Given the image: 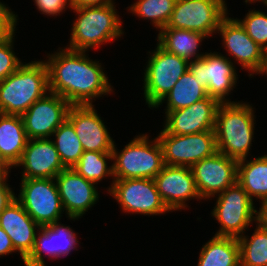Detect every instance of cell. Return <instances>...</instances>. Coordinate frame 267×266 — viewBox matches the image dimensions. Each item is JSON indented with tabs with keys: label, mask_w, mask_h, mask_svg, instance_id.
<instances>
[{
	"label": "cell",
	"mask_w": 267,
	"mask_h": 266,
	"mask_svg": "<svg viewBox=\"0 0 267 266\" xmlns=\"http://www.w3.org/2000/svg\"><path fill=\"white\" fill-rule=\"evenodd\" d=\"M59 49L45 61L50 92L71 105H93V99L114 90L99 61H93L84 51Z\"/></svg>",
	"instance_id": "1"
},
{
	"label": "cell",
	"mask_w": 267,
	"mask_h": 266,
	"mask_svg": "<svg viewBox=\"0 0 267 266\" xmlns=\"http://www.w3.org/2000/svg\"><path fill=\"white\" fill-rule=\"evenodd\" d=\"M252 107L234 101L219 105L214 127L218 152L236 160L247 159L255 130Z\"/></svg>",
	"instance_id": "2"
},
{
	"label": "cell",
	"mask_w": 267,
	"mask_h": 266,
	"mask_svg": "<svg viewBox=\"0 0 267 266\" xmlns=\"http://www.w3.org/2000/svg\"><path fill=\"white\" fill-rule=\"evenodd\" d=\"M47 91L49 80L45 61L23 63L0 82V113L22 116Z\"/></svg>",
	"instance_id": "3"
},
{
	"label": "cell",
	"mask_w": 267,
	"mask_h": 266,
	"mask_svg": "<svg viewBox=\"0 0 267 266\" xmlns=\"http://www.w3.org/2000/svg\"><path fill=\"white\" fill-rule=\"evenodd\" d=\"M115 7L114 3L71 9L78 17L72 24L70 43L66 48L86 52L120 38L124 32Z\"/></svg>",
	"instance_id": "4"
},
{
	"label": "cell",
	"mask_w": 267,
	"mask_h": 266,
	"mask_svg": "<svg viewBox=\"0 0 267 266\" xmlns=\"http://www.w3.org/2000/svg\"><path fill=\"white\" fill-rule=\"evenodd\" d=\"M115 143L112 150V179H154L164 167L161 145L157 139L149 140L147 134H138L121 152Z\"/></svg>",
	"instance_id": "5"
},
{
	"label": "cell",
	"mask_w": 267,
	"mask_h": 266,
	"mask_svg": "<svg viewBox=\"0 0 267 266\" xmlns=\"http://www.w3.org/2000/svg\"><path fill=\"white\" fill-rule=\"evenodd\" d=\"M148 53L143 89L144 99L153 109L188 70L189 61L166 51L158 43L155 50Z\"/></svg>",
	"instance_id": "6"
},
{
	"label": "cell",
	"mask_w": 267,
	"mask_h": 266,
	"mask_svg": "<svg viewBox=\"0 0 267 266\" xmlns=\"http://www.w3.org/2000/svg\"><path fill=\"white\" fill-rule=\"evenodd\" d=\"M217 201L211 214L220 223L215 236L239 238L254 221L257 209L247 192L236 182L216 195Z\"/></svg>",
	"instance_id": "7"
},
{
	"label": "cell",
	"mask_w": 267,
	"mask_h": 266,
	"mask_svg": "<svg viewBox=\"0 0 267 266\" xmlns=\"http://www.w3.org/2000/svg\"><path fill=\"white\" fill-rule=\"evenodd\" d=\"M20 186L15 198L40 227L61 219L64 209L55 178L21 179Z\"/></svg>",
	"instance_id": "8"
},
{
	"label": "cell",
	"mask_w": 267,
	"mask_h": 266,
	"mask_svg": "<svg viewBox=\"0 0 267 266\" xmlns=\"http://www.w3.org/2000/svg\"><path fill=\"white\" fill-rule=\"evenodd\" d=\"M227 11L225 0H176L166 27L200 32L209 38Z\"/></svg>",
	"instance_id": "9"
},
{
	"label": "cell",
	"mask_w": 267,
	"mask_h": 266,
	"mask_svg": "<svg viewBox=\"0 0 267 266\" xmlns=\"http://www.w3.org/2000/svg\"><path fill=\"white\" fill-rule=\"evenodd\" d=\"M107 191L124 213L154 216L170 211L161 199L154 179H113Z\"/></svg>",
	"instance_id": "10"
},
{
	"label": "cell",
	"mask_w": 267,
	"mask_h": 266,
	"mask_svg": "<svg viewBox=\"0 0 267 266\" xmlns=\"http://www.w3.org/2000/svg\"><path fill=\"white\" fill-rule=\"evenodd\" d=\"M164 164L192 167L196 162L214 155L217 150L214 130L196 134L175 135L164 129L157 135Z\"/></svg>",
	"instance_id": "11"
},
{
	"label": "cell",
	"mask_w": 267,
	"mask_h": 266,
	"mask_svg": "<svg viewBox=\"0 0 267 266\" xmlns=\"http://www.w3.org/2000/svg\"><path fill=\"white\" fill-rule=\"evenodd\" d=\"M218 53L206 52L202 58L189 61L188 70L201 82L209 97L220 103H231L226 97L236 87V66L229 57Z\"/></svg>",
	"instance_id": "12"
},
{
	"label": "cell",
	"mask_w": 267,
	"mask_h": 266,
	"mask_svg": "<svg viewBox=\"0 0 267 266\" xmlns=\"http://www.w3.org/2000/svg\"><path fill=\"white\" fill-rule=\"evenodd\" d=\"M237 166L238 160L218 151L196 162L191 170L201 200L213 198L234 185L237 182Z\"/></svg>",
	"instance_id": "13"
},
{
	"label": "cell",
	"mask_w": 267,
	"mask_h": 266,
	"mask_svg": "<svg viewBox=\"0 0 267 266\" xmlns=\"http://www.w3.org/2000/svg\"><path fill=\"white\" fill-rule=\"evenodd\" d=\"M70 106L63 97L48 91L22 115L27 138H51L53 132L67 119Z\"/></svg>",
	"instance_id": "14"
},
{
	"label": "cell",
	"mask_w": 267,
	"mask_h": 266,
	"mask_svg": "<svg viewBox=\"0 0 267 266\" xmlns=\"http://www.w3.org/2000/svg\"><path fill=\"white\" fill-rule=\"evenodd\" d=\"M63 209L70 220H78L99 199L95 183L86 180L73 168H65L55 177Z\"/></svg>",
	"instance_id": "15"
},
{
	"label": "cell",
	"mask_w": 267,
	"mask_h": 266,
	"mask_svg": "<svg viewBox=\"0 0 267 266\" xmlns=\"http://www.w3.org/2000/svg\"><path fill=\"white\" fill-rule=\"evenodd\" d=\"M154 181L170 212L184 210L188 206L186 201L190 199H201L191 167L165 164Z\"/></svg>",
	"instance_id": "16"
},
{
	"label": "cell",
	"mask_w": 267,
	"mask_h": 266,
	"mask_svg": "<svg viewBox=\"0 0 267 266\" xmlns=\"http://www.w3.org/2000/svg\"><path fill=\"white\" fill-rule=\"evenodd\" d=\"M221 103L207 97L186 108L169 111L165 116L164 130L169 134L188 135L214 130L216 113Z\"/></svg>",
	"instance_id": "17"
},
{
	"label": "cell",
	"mask_w": 267,
	"mask_h": 266,
	"mask_svg": "<svg viewBox=\"0 0 267 266\" xmlns=\"http://www.w3.org/2000/svg\"><path fill=\"white\" fill-rule=\"evenodd\" d=\"M70 228L56 221L42 226L36 234L34 246L30 254L23 260L24 266H46L43 252L50 259H58L78 250L77 234Z\"/></svg>",
	"instance_id": "18"
},
{
	"label": "cell",
	"mask_w": 267,
	"mask_h": 266,
	"mask_svg": "<svg viewBox=\"0 0 267 266\" xmlns=\"http://www.w3.org/2000/svg\"><path fill=\"white\" fill-rule=\"evenodd\" d=\"M95 105H71L67 119L72 123L84 151L112 152L114 142Z\"/></svg>",
	"instance_id": "19"
},
{
	"label": "cell",
	"mask_w": 267,
	"mask_h": 266,
	"mask_svg": "<svg viewBox=\"0 0 267 266\" xmlns=\"http://www.w3.org/2000/svg\"><path fill=\"white\" fill-rule=\"evenodd\" d=\"M216 33L222 37L223 47L233 56L250 77L259 68L264 49L254 42L241 24L227 15L220 23Z\"/></svg>",
	"instance_id": "20"
},
{
	"label": "cell",
	"mask_w": 267,
	"mask_h": 266,
	"mask_svg": "<svg viewBox=\"0 0 267 266\" xmlns=\"http://www.w3.org/2000/svg\"><path fill=\"white\" fill-rule=\"evenodd\" d=\"M19 166L24 168L21 179L55 178L65 169L52 138L28 139Z\"/></svg>",
	"instance_id": "21"
},
{
	"label": "cell",
	"mask_w": 267,
	"mask_h": 266,
	"mask_svg": "<svg viewBox=\"0 0 267 266\" xmlns=\"http://www.w3.org/2000/svg\"><path fill=\"white\" fill-rule=\"evenodd\" d=\"M0 227L9 235L14 250L22 260L32 251L36 234L41 228L16 198L0 213Z\"/></svg>",
	"instance_id": "22"
},
{
	"label": "cell",
	"mask_w": 267,
	"mask_h": 266,
	"mask_svg": "<svg viewBox=\"0 0 267 266\" xmlns=\"http://www.w3.org/2000/svg\"><path fill=\"white\" fill-rule=\"evenodd\" d=\"M157 35V43L163 49L188 61L200 59L206 54L198 52L200 43L208 37L200 32L165 26Z\"/></svg>",
	"instance_id": "23"
},
{
	"label": "cell",
	"mask_w": 267,
	"mask_h": 266,
	"mask_svg": "<svg viewBox=\"0 0 267 266\" xmlns=\"http://www.w3.org/2000/svg\"><path fill=\"white\" fill-rule=\"evenodd\" d=\"M27 141L22 116L0 113V153L12 167L21 160Z\"/></svg>",
	"instance_id": "24"
},
{
	"label": "cell",
	"mask_w": 267,
	"mask_h": 266,
	"mask_svg": "<svg viewBox=\"0 0 267 266\" xmlns=\"http://www.w3.org/2000/svg\"><path fill=\"white\" fill-rule=\"evenodd\" d=\"M237 182L253 200H267V154L251 160H238Z\"/></svg>",
	"instance_id": "25"
},
{
	"label": "cell",
	"mask_w": 267,
	"mask_h": 266,
	"mask_svg": "<svg viewBox=\"0 0 267 266\" xmlns=\"http://www.w3.org/2000/svg\"><path fill=\"white\" fill-rule=\"evenodd\" d=\"M197 266H240L237 238L214 235L202 246Z\"/></svg>",
	"instance_id": "26"
},
{
	"label": "cell",
	"mask_w": 267,
	"mask_h": 266,
	"mask_svg": "<svg viewBox=\"0 0 267 266\" xmlns=\"http://www.w3.org/2000/svg\"><path fill=\"white\" fill-rule=\"evenodd\" d=\"M207 97V91L201 86V82L187 70L154 108L160 107L166 101L167 106L164 110L167 114L169 111L186 108Z\"/></svg>",
	"instance_id": "27"
},
{
	"label": "cell",
	"mask_w": 267,
	"mask_h": 266,
	"mask_svg": "<svg viewBox=\"0 0 267 266\" xmlns=\"http://www.w3.org/2000/svg\"><path fill=\"white\" fill-rule=\"evenodd\" d=\"M60 160L65 168H72L84 152L72 123L66 119L51 135Z\"/></svg>",
	"instance_id": "28"
},
{
	"label": "cell",
	"mask_w": 267,
	"mask_h": 266,
	"mask_svg": "<svg viewBox=\"0 0 267 266\" xmlns=\"http://www.w3.org/2000/svg\"><path fill=\"white\" fill-rule=\"evenodd\" d=\"M240 247V266H267V229L258 223L254 233L237 238Z\"/></svg>",
	"instance_id": "29"
},
{
	"label": "cell",
	"mask_w": 267,
	"mask_h": 266,
	"mask_svg": "<svg viewBox=\"0 0 267 266\" xmlns=\"http://www.w3.org/2000/svg\"><path fill=\"white\" fill-rule=\"evenodd\" d=\"M108 160L113 161L112 152L84 151L72 168L86 180L98 184L103 178L114 177L113 165L108 166Z\"/></svg>",
	"instance_id": "30"
},
{
	"label": "cell",
	"mask_w": 267,
	"mask_h": 266,
	"mask_svg": "<svg viewBox=\"0 0 267 266\" xmlns=\"http://www.w3.org/2000/svg\"><path fill=\"white\" fill-rule=\"evenodd\" d=\"M176 0H138L129 6L128 11L144 20H151L160 31L164 28L174 10Z\"/></svg>",
	"instance_id": "31"
},
{
	"label": "cell",
	"mask_w": 267,
	"mask_h": 266,
	"mask_svg": "<svg viewBox=\"0 0 267 266\" xmlns=\"http://www.w3.org/2000/svg\"><path fill=\"white\" fill-rule=\"evenodd\" d=\"M236 20L248 36L261 48L267 50V14L260 10H249L244 19Z\"/></svg>",
	"instance_id": "32"
},
{
	"label": "cell",
	"mask_w": 267,
	"mask_h": 266,
	"mask_svg": "<svg viewBox=\"0 0 267 266\" xmlns=\"http://www.w3.org/2000/svg\"><path fill=\"white\" fill-rule=\"evenodd\" d=\"M14 37L15 34L0 42V82L23 64L13 50Z\"/></svg>",
	"instance_id": "33"
},
{
	"label": "cell",
	"mask_w": 267,
	"mask_h": 266,
	"mask_svg": "<svg viewBox=\"0 0 267 266\" xmlns=\"http://www.w3.org/2000/svg\"><path fill=\"white\" fill-rule=\"evenodd\" d=\"M17 17L7 5L0 2V42L15 34Z\"/></svg>",
	"instance_id": "34"
},
{
	"label": "cell",
	"mask_w": 267,
	"mask_h": 266,
	"mask_svg": "<svg viewBox=\"0 0 267 266\" xmlns=\"http://www.w3.org/2000/svg\"><path fill=\"white\" fill-rule=\"evenodd\" d=\"M38 11L48 16H58L65 11L66 7L71 9L70 0H33Z\"/></svg>",
	"instance_id": "35"
},
{
	"label": "cell",
	"mask_w": 267,
	"mask_h": 266,
	"mask_svg": "<svg viewBox=\"0 0 267 266\" xmlns=\"http://www.w3.org/2000/svg\"><path fill=\"white\" fill-rule=\"evenodd\" d=\"M8 178L0 179V213L15 199V192L7 183Z\"/></svg>",
	"instance_id": "36"
},
{
	"label": "cell",
	"mask_w": 267,
	"mask_h": 266,
	"mask_svg": "<svg viewBox=\"0 0 267 266\" xmlns=\"http://www.w3.org/2000/svg\"><path fill=\"white\" fill-rule=\"evenodd\" d=\"M14 250V246L9 235L0 227V256L9 255Z\"/></svg>",
	"instance_id": "37"
},
{
	"label": "cell",
	"mask_w": 267,
	"mask_h": 266,
	"mask_svg": "<svg viewBox=\"0 0 267 266\" xmlns=\"http://www.w3.org/2000/svg\"><path fill=\"white\" fill-rule=\"evenodd\" d=\"M113 0H70L71 9L86 6H103L114 4Z\"/></svg>",
	"instance_id": "38"
},
{
	"label": "cell",
	"mask_w": 267,
	"mask_h": 266,
	"mask_svg": "<svg viewBox=\"0 0 267 266\" xmlns=\"http://www.w3.org/2000/svg\"><path fill=\"white\" fill-rule=\"evenodd\" d=\"M261 205L256 214V223L267 229V200L260 202Z\"/></svg>",
	"instance_id": "39"
},
{
	"label": "cell",
	"mask_w": 267,
	"mask_h": 266,
	"mask_svg": "<svg viewBox=\"0 0 267 266\" xmlns=\"http://www.w3.org/2000/svg\"><path fill=\"white\" fill-rule=\"evenodd\" d=\"M13 167L8 163V161L0 153V179L8 178L9 173Z\"/></svg>",
	"instance_id": "40"
},
{
	"label": "cell",
	"mask_w": 267,
	"mask_h": 266,
	"mask_svg": "<svg viewBox=\"0 0 267 266\" xmlns=\"http://www.w3.org/2000/svg\"><path fill=\"white\" fill-rule=\"evenodd\" d=\"M253 74H265V75H267V50L263 51L260 66Z\"/></svg>",
	"instance_id": "41"
},
{
	"label": "cell",
	"mask_w": 267,
	"mask_h": 266,
	"mask_svg": "<svg viewBox=\"0 0 267 266\" xmlns=\"http://www.w3.org/2000/svg\"><path fill=\"white\" fill-rule=\"evenodd\" d=\"M255 1H256V2L258 1V2H262V3H263L265 0H245L246 4H247L248 2H249V4H250V3H254Z\"/></svg>",
	"instance_id": "42"
},
{
	"label": "cell",
	"mask_w": 267,
	"mask_h": 266,
	"mask_svg": "<svg viewBox=\"0 0 267 266\" xmlns=\"http://www.w3.org/2000/svg\"><path fill=\"white\" fill-rule=\"evenodd\" d=\"M263 4H264L265 6H267V0H265V1L263 2Z\"/></svg>",
	"instance_id": "43"
}]
</instances>
